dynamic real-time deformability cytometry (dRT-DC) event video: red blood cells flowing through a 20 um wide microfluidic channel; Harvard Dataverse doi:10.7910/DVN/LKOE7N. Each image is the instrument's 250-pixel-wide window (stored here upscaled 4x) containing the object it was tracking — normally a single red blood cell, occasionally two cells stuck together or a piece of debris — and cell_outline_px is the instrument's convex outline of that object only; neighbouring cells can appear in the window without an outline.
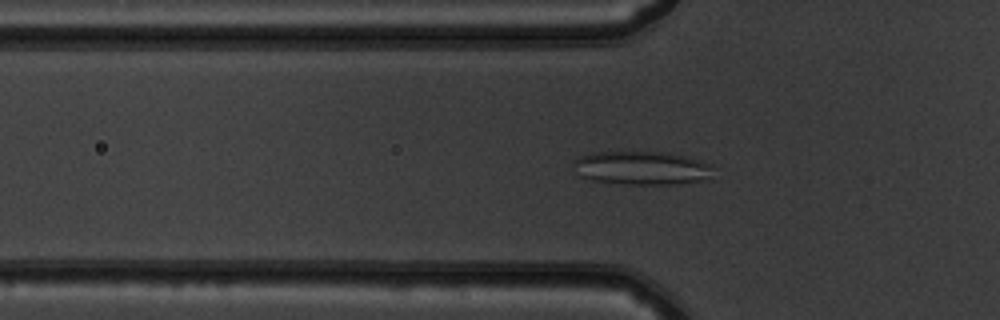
{"species": "common noctule bat (a hibernating species)", "species_latin": "Nyctalus noctula", "temperature_condition": "warm", "stored_images_in_passage": 52, "camera_frame_rate_fps": 3000, "um_per_image_px": 0.085, "animal": {"sex": "male", "body_mass_g": 19.5, "forearm_length_mm": 54.6}, "frame": {"image": 1, "passage_image": 18, "time_ms": 5.667, "image_size_px": [1000, 320], "cell_outline_px": [[712, 180], [680, 184], [628, 184], [592, 180], [576, 176], [572, 164], [572, 160], [580, 156], [592, 152], [668, 152], [700, 160], [712, 164]], "centroid_in_image_um": [54.55, 14.29], "position_along_channel_um": 71.2, "area_um2": 27.98}}
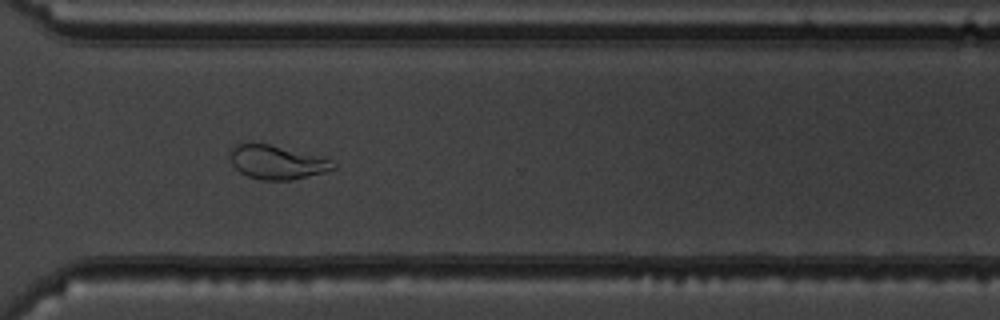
{"frame": {"image": 2, "passage_image": 39, "time_ms": 12.667, "image_size_px": [1000, 320], "cell_outline_px": [[336, 168], [324, 172], [292, 180], [260, 180], [248, 176], [240, 172], [232, 164], [232, 148], [236, 144], [252, 140], [332, 160], [336, 164]], "centroid_in_image_um": [23.51, 13.78], "position_along_channel_um": 347.1, "area_um2": 20.23}}
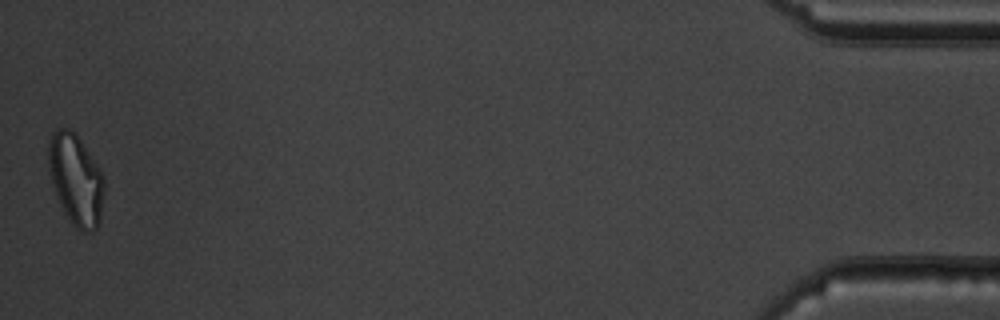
{"frame": {"image": 3, "passage_image": 52, "time_ms": 17.0, "image_size_px": [1000, 320], "cell_outline_px": [[104, 192], [100, 220], [96, 228], [92, 232], [84, 232], [76, 228], [72, 224], [64, 212], [60, 204], [48, 168], [48, 144], [52, 132], [56, 128], [68, 128], [76, 132], [104, 176]], "centroid_in_image_um": [6.45, 15.24], "position_along_channel_um": 428.8, "area_um2": 29.54}, "authors_computed_cell_mechanics": {"area_um2": 26.4435, "velocity_mm_per_s": 3.9364, "shape_relaxation_time_tau1_ms": null, "shape_relaxation_time_tau2_ms": 1.7652, "deformation_change_tau1": null, "deformation_change_tau2": 0.0742}}